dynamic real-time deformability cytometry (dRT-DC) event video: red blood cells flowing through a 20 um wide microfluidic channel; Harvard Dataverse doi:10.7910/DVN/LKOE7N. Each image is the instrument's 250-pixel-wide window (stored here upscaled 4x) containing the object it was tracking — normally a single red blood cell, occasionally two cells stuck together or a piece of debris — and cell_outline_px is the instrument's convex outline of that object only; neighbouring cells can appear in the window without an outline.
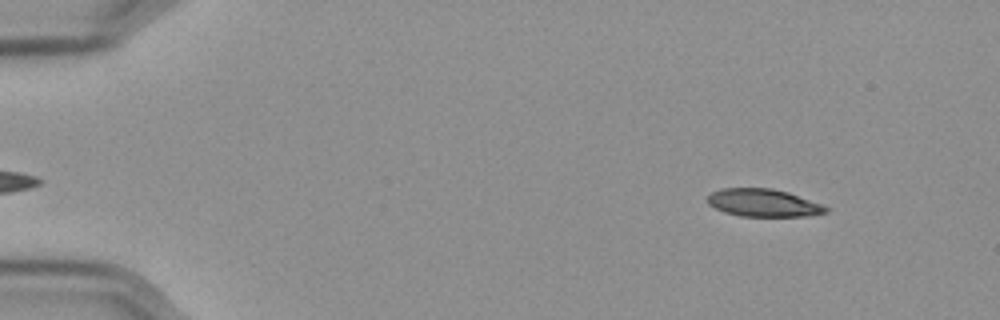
{"species": "Egyptian fruit bat (a non-hibernating species)", "species_latin": "Rousettus aegyptiacus", "temperature_condition": "cold", "stored_images_in_passage": 55, "camera_frame_rate_fps": 3000, "um_per_image_px": 0.085, "frame": {"image": 1, "passage_image": 5, "time_ms": 1.333, "image_size_px": [1000, 320], "cell_outline_px": [[832, 208], [828, 212], [812, 216], [740, 216], [724, 212], [708, 204], [708, 196], [712, 192], [720, 188], [772, 188], [788, 192]], "centroid_in_image_um": [64.92, 17.24], "position_along_channel_um": 20.1, "area_um2": 19.19}}
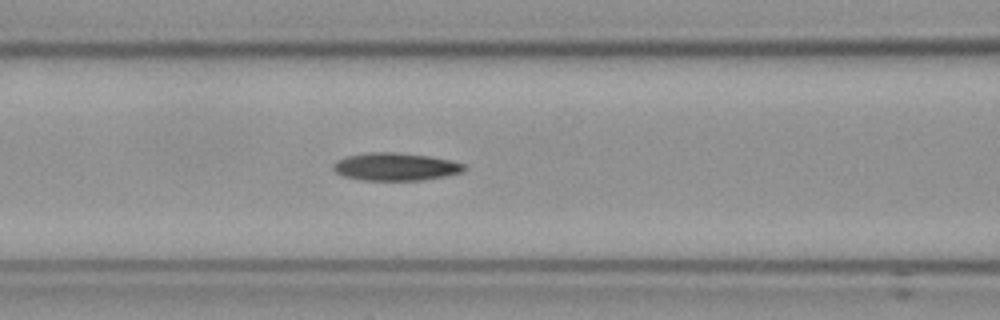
{"frame": {"image": 2, "passage_image": 23, "time_ms": 7.333, "image_size_px": [1000, 320], "cell_outline_px": [[468, 168], [460, 172], [444, 176], [424, 180], [360, 180], [344, 176], [336, 172], [332, 168], [332, 164], [336, 160], [348, 156], [372, 152], [392, 152], [428, 156], [448, 160], [464, 164]], "centroid_in_image_um": [33.59, 14.18], "position_along_channel_um": 133.0, "area_um2": 20.98}}
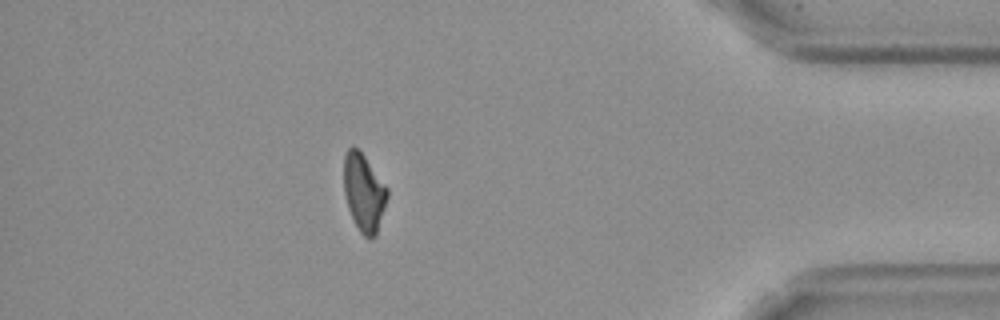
{"frame": {"image": 3, "passage_image": 49, "time_ms": 16.0, "image_size_px": [1000, 320], "cell_outline_px": [[388, 196], [376, 236], [364, 236], [360, 232], [348, 208], [344, 192], [344, 156], [348, 148], [352, 144], [364, 156], [388, 188]], "centroid_in_image_um": [30.93, 16.34], "position_along_channel_um": 404.3, "area_um2": 19.36}}